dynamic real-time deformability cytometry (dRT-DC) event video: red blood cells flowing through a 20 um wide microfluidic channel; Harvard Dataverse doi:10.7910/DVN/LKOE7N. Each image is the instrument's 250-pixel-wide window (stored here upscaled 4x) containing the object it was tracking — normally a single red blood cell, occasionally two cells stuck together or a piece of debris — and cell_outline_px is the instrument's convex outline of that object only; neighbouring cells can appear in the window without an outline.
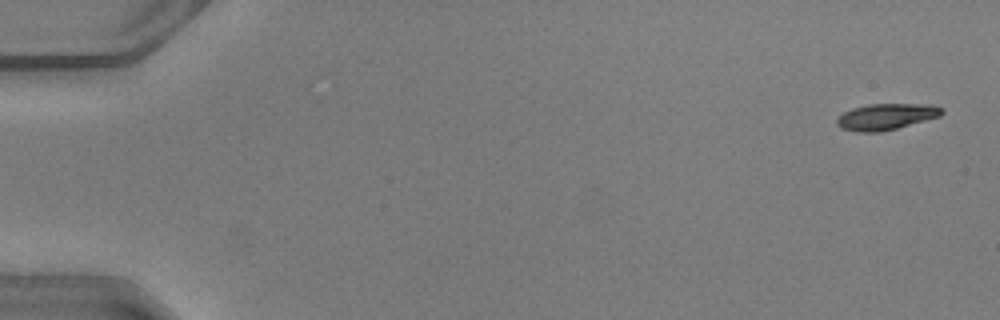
{"species": "common noctule bat (a hibernating species)", "species_latin": "Nyctalus noctula", "temperature_condition": "warm", "stored_images_in_passage": 50, "camera_frame_rate_fps": 3000, "um_per_image_px": 0.085, "animal": {"sex": "male", "body_mass_g": 20.5, "forearm_length_mm": 52.5}, "frame": {"image": 1, "passage_image": 2, "time_ms": 0.333, "image_size_px": [1000, 320], "cell_outline_px": [[944, 112], [940, 116], [896, 128], [880, 132], [860, 132], [840, 128], [836, 124], [836, 120], [844, 112], [852, 108], [868, 104], [928, 104], [944, 108]], "centroid_in_image_um": [75.32, 9.91], "position_along_channel_um": 9.7, "area_um2": 15.95}}
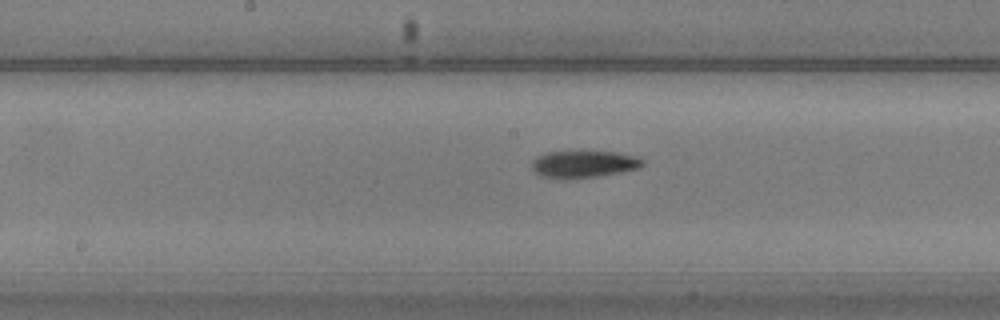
{"frame": {"image": 2, "passage_image": 27, "time_ms": 8.667, "image_size_px": [1000, 320], "cell_outline_px": [[644, 164], [640, 168], [600, 176], [568, 180], [560, 180], [540, 176], [532, 172], [532, 160], [536, 156], [548, 152], [616, 152], [636, 156], [644, 160]], "centroid_in_image_um": [49.57, 13.98], "position_along_channel_um": 198.6, "area_um2": 17.86}}
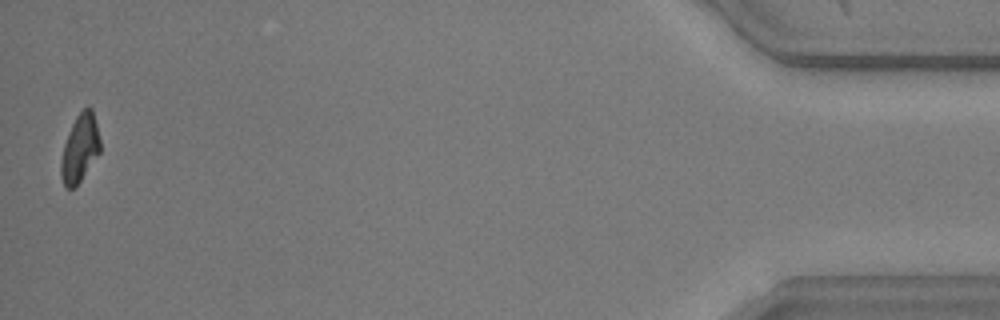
{"frame": {"image": 3, "passage_image": 50, "time_ms": 16.333, "image_size_px": [1000, 320], "cell_outline_px": [[100, 152], [80, 180], [72, 188], [64, 188], [60, 176], [60, 164], [64, 144], [72, 124], [76, 116], [88, 104], [92, 108], [100, 140]], "centroid_in_image_um": [6.78, 12.59], "position_along_channel_um": 428.4, "area_um2": 15.32}, "authors_computed_cell_mechanics": {"area_um2": 16.8198, "velocity_mm_per_s": 4.1155, "shape_relaxation_time_tau1_ms": 5.7062, "shape_relaxation_time_tau2_ms": 5.229, "deformation_change_tau1": 0.1939, "deformation_change_tau2": 0.1153}}